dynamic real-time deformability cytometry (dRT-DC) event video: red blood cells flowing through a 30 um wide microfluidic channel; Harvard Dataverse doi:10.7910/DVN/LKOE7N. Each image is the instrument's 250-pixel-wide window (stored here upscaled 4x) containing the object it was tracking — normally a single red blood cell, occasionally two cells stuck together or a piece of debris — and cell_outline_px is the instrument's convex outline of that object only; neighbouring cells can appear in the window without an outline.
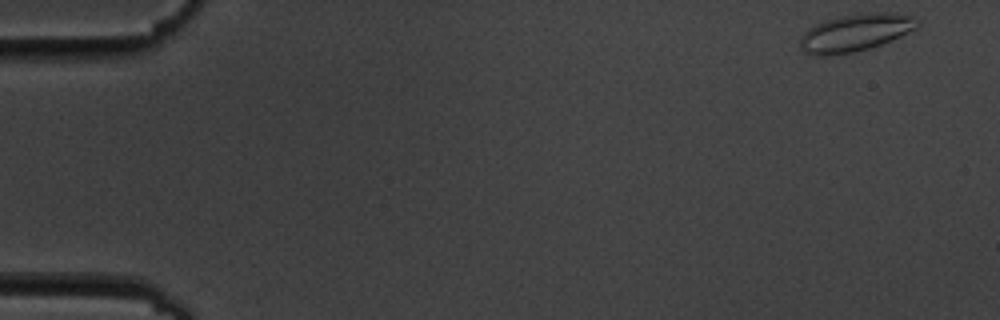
{"species": "common noctule bat (a hibernating species)", "species_latin": "Nyctalus noctula", "temperature_condition": "cold", "stored_images_in_passage": 55, "camera_frame_rate_fps": 3000, "um_per_image_px": 0.085, "animal": {"sex": "male", "body_mass_g": 19.5, "forearm_length_mm": 54.6}, "frame": {"image": 1, "passage_image": 1, "time_ms": 0.0, "image_size_px": [1000, 320], "cell_outline_px": [[920, 24], [916, 28], [900, 36], [880, 44], [868, 48], [852, 52], [828, 56], [816, 56], [804, 52], [800, 48], [800, 36], [808, 28], [824, 20], [840, 16], [876, 12], [892, 12], [912, 16], [920, 20]], "centroid_in_image_um": [72.68, 2.77], "position_along_channel_um": 12.3, "area_um2": 25.55}}
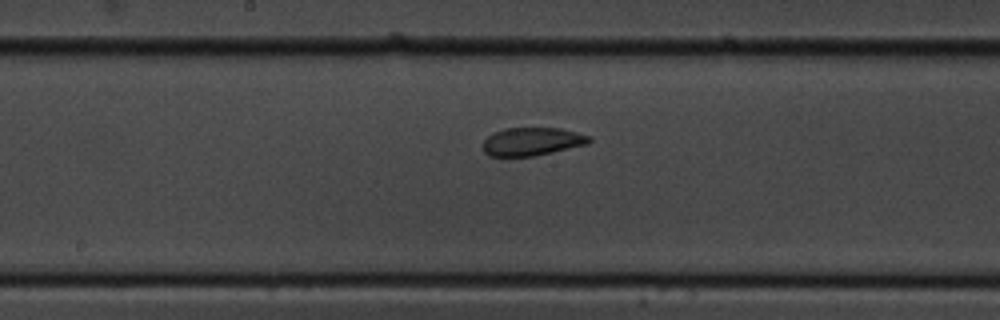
{"frame": {"image": 2, "passage_image": 28, "time_ms": 9.0, "image_size_px": [1000, 320], "cell_outline_px": [[592, 140], [588, 144], [536, 156], [488, 156], [484, 152], [484, 140], [492, 132], [504, 128], [560, 128], [592, 136]], "centroid_in_image_um": [45.24, 12.03], "position_along_channel_um": 203.0, "area_um2": 17.57}}
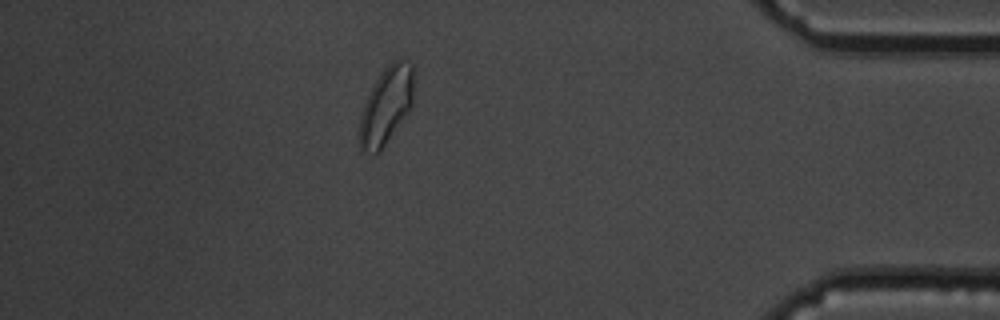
{"frame": {"image": 3, "passage_image": 48, "time_ms": 15.667, "image_size_px": [1000, 320], "cell_outline_px": [[412, 104], [380, 152], [376, 156], [372, 156], [360, 152], [360, 112], [376, 80], [384, 68], [392, 60], [400, 56], [404, 56], [412, 64]], "centroid_in_image_um": [32.8, 8.98], "position_along_channel_um": 402.4, "area_um2": 24.39}, "authors_computed_cell_mechanics": {"area_um2": 19.5942, "velocity_mm_per_s": 3.5599, "shape_relaxation_time_tau1_ms": null, "shape_relaxation_time_tau2_ms": 1.2398, "deformation_change_tau1": null, "deformation_change_tau2": 0.0467}}